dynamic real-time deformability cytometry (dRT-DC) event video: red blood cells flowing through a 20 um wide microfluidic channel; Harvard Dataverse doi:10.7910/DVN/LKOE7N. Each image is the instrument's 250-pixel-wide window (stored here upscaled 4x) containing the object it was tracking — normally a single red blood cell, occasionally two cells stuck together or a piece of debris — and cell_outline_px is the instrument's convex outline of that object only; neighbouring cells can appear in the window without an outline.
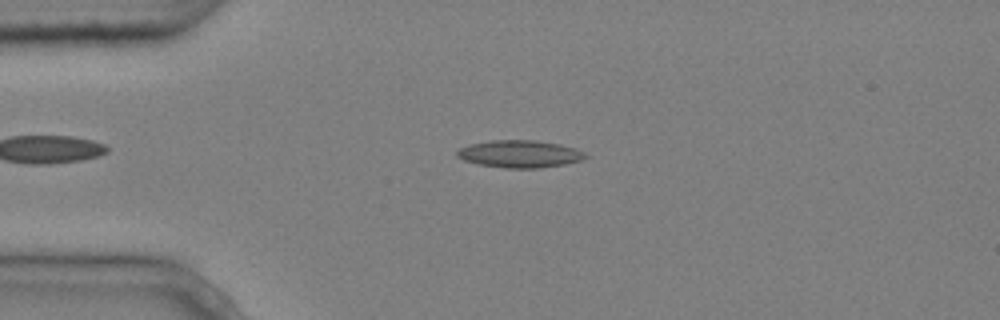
{"species": "common noctule bat (a hibernating species)", "species_latin": "Nyctalus noctula", "temperature_condition": "cold", "stored_images_in_passage": 3, "camera_frame_rate_fps": 3000, "um_per_image_px": 0.085, "animal": {"sex": "male", "body_mass_g": 20.4}, "frame": {"image": 1, "passage_image": 2, "time_ms": 0.333, "image_size_px": [1000, 320], "cell_outline_px": [[592, 156], [584, 160], [564, 164], [540, 168], [504, 168], [480, 164], [464, 160], [456, 156], [456, 152], [460, 148], [468, 144], [492, 140], [536, 140], [560, 144], [576, 148]], "centroid_in_image_um": [44.23, 13.08], "position_along_channel_um": 40.8, "area_um2": 20.69}}